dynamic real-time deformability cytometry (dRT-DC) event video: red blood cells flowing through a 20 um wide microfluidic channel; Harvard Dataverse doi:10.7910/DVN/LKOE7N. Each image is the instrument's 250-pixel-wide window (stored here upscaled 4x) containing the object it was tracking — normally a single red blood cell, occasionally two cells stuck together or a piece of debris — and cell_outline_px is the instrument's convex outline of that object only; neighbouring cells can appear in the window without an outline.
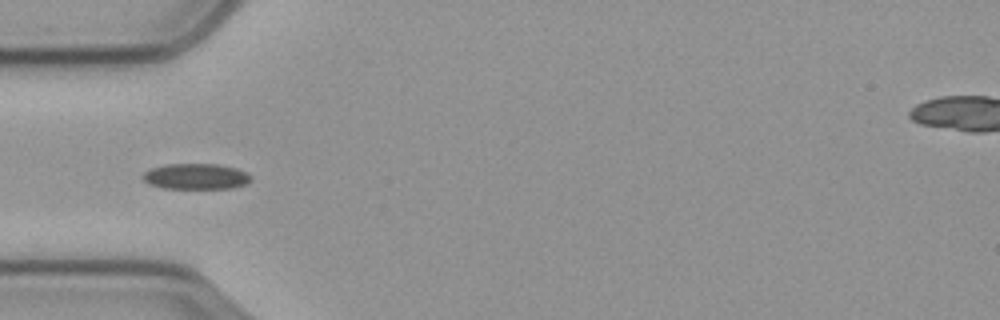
{"species": "common noctule bat (a hibernating species)", "species_latin": "Nyctalus noctula", "temperature_condition": "cold", "stored_images_in_passage": 10, "camera_frame_rate_fps": 3000, "um_per_image_px": 0.085, "animal": {"sex": "male", "body_mass_g": 23.1, "forearm_length_mm": 52.7}, "frame": {"image": 1, "passage_image": 4, "time_ms": 1.0, "image_size_px": [1000, 320], "cell_outline_px": [[252, 180], [244, 184], [232, 188], [164, 188], [148, 184], [140, 176], [144, 172], [152, 168], [164, 164], [220, 164], [236, 168], [252, 176]], "centroid_in_image_um": [16.63, 14.99], "position_along_channel_um": 68.4, "area_um2": 16.24}}
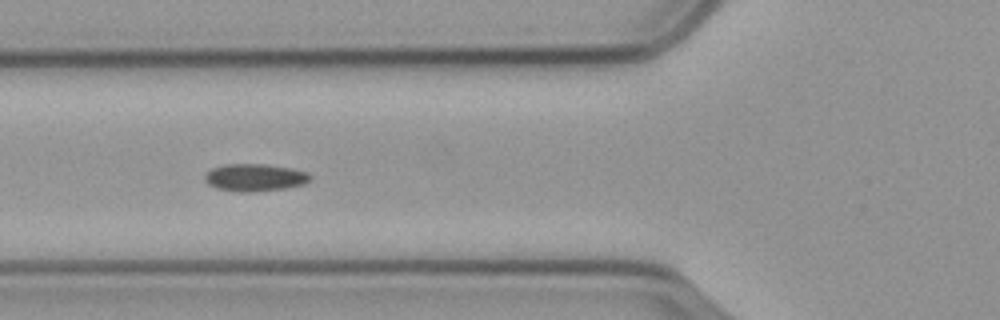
{"frame": {"image": 2, "passage_image": 7, "time_ms": 2.0, "image_size_px": [1000, 320], "cell_outline_px": [[312, 180], [304, 184], [284, 188], [252, 192], [240, 192], [216, 188], [208, 184], [204, 180], [204, 176], [212, 168], [224, 164], [264, 164], [292, 168], [308, 172], [312, 176]], "centroid_in_image_um": [21.68, 15.08], "position_along_channel_um": 104.1, "area_um2": 16.94}}